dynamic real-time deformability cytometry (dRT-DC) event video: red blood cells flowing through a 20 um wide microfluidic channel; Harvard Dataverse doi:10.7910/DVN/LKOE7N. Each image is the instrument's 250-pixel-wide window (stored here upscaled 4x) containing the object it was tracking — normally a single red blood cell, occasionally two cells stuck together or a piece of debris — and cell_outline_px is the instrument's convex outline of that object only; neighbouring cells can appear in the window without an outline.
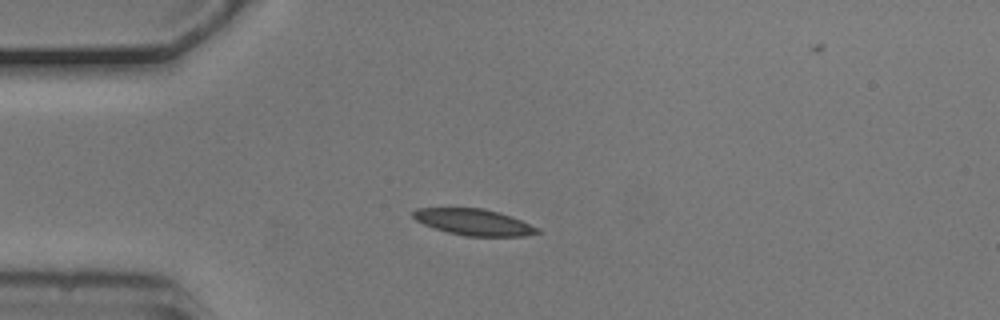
{"species": "common noctule bat (a hibernating species)", "species_latin": "Nyctalus noctula", "temperature_condition": "cold", "stored_images_in_passage": 3, "camera_frame_rate_fps": 3000, "um_per_image_px": 0.085, "animal": {"sex": "male", "body_mass_g": 20.5, "forearm_length_mm": 52.5}, "frame": {"image": 1, "passage_image": 1, "time_ms": 0.0, "image_size_px": [1000, 320], "cell_outline_px": [[540, 232], [524, 236], [464, 236], [448, 232], [424, 224], [416, 220], [412, 216], [412, 212], [416, 208], [484, 208], [520, 220], [540, 228]], "centroid_in_image_um": [40.25, 18.88], "position_along_channel_um": 44.7, "area_um2": 18.79}}
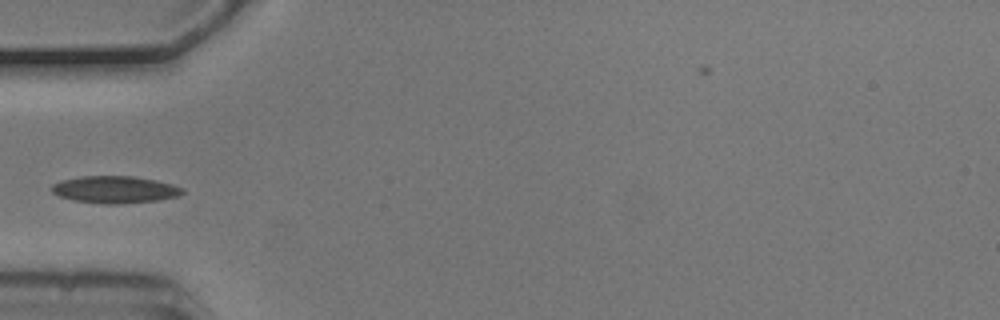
{"frame": {"image": 2, "passage_image": 2, "time_ms": 0.333, "image_size_px": [1000, 320], "cell_outline_px": [[184, 192], [176, 196], [156, 200], [116, 204], [104, 204], [72, 200], [60, 196], [52, 192], [52, 184], [60, 180], [80, 176], [132, 176], [156, 180], [172, 184], [184, 188]], "centroid_in_image_um": [9.73, 16.1], "position_along_channel_um": 75.3, "area_um2": 20.58}}